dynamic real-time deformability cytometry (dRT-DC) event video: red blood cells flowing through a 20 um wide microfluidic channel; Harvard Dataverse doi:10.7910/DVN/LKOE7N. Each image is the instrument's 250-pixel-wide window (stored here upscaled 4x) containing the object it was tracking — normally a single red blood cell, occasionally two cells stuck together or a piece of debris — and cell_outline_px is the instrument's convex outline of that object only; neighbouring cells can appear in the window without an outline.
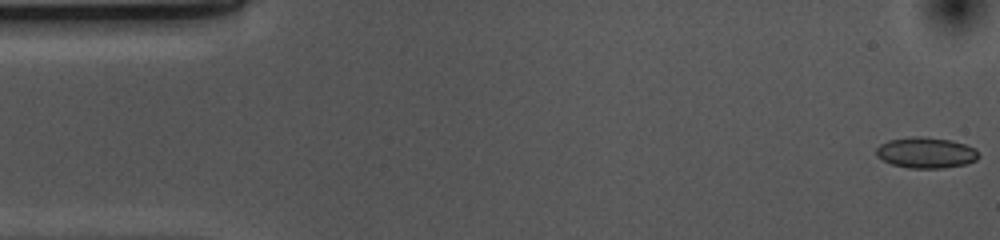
{"species": "common noctule bat (a hibernating species)", "species_latin": "Nyctalus noctula", "temperature_condition": "cold", "stored_images_in_passage": 53, "camera_frame_rate_fps": 3000, "um_per_image_px": 0.085, "animal": {"sex": "female", "body_mass_g": 10.0, "forearm_length_mm": 53.1}, "frame": {"image": 1, "passage_image": 1, "time_ms": 0.0, "image_size_px": [1000, 240], "cell_outline_px": [[980, 156], [976, 160], [964, 164], [944, 168], [908, 168], [892, 164], [876, 156], [876, 148], [880, 144], [888, 140], [912, 136], [924, 136], [948, 140], [964, 144], [976, 148]], "centroid_in_image_um": [78.7, 12.97], "position_along_channel_um": 6.3, "area_um2": 18.44}}
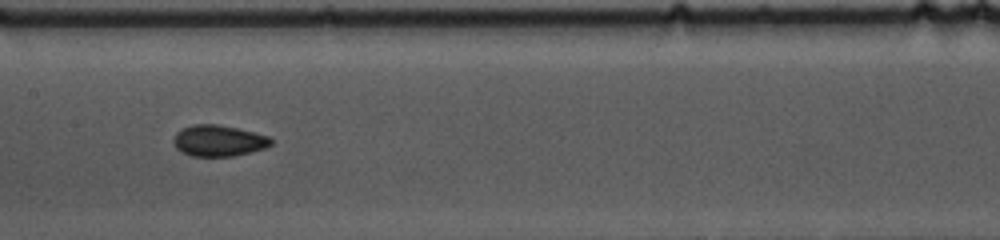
{"frame": {"image": 2, "passage_image": 25, "time_ms": 8.0, "image_size_px": [1000, 240], "cell_outline_px": [[272, 144], [264, 148], [232, 156], [192, 156], [180, 152], [176, 148], [172, 140], [176, 132], [180, 128], [192, 124], [216, 124], [236, 128], [268, 136], [272, 140]], "centroid_in_image_um": [18.51, 11.95], "position_along_channel_um": 188.9, "area_um2": 17.69}}
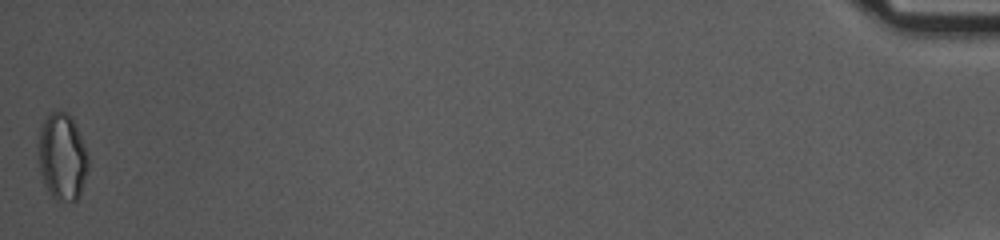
{"frame": {"image": 3, "passage_image": 53, "time_ms": 17.333, "image_size_px": [1000, 240], "cell_outline_px": [[88, 168], [80, 196], [76, 200], [60, 204], [52, 196], [44, 184], [40, 172], [40, 124], [52, 112], [68, 112], [72, 116], [88, 152]], "centroid_in_image_um": [5.32, 13.37], "position_along_channel_um": 429.9, "area_um2": 25.32}, "authors_computed_cell_mechanics": {"area_um2": 17.7446, "velocity_mm_per_s": 3.7017, "shape_relaxation_time_tau1_ms": 5.8374, "shape_relaxation_time_tau2_ms": 1.678, "deformation_change_tau1": 0.0978, "deformation_change_tau2": 0.0518}}